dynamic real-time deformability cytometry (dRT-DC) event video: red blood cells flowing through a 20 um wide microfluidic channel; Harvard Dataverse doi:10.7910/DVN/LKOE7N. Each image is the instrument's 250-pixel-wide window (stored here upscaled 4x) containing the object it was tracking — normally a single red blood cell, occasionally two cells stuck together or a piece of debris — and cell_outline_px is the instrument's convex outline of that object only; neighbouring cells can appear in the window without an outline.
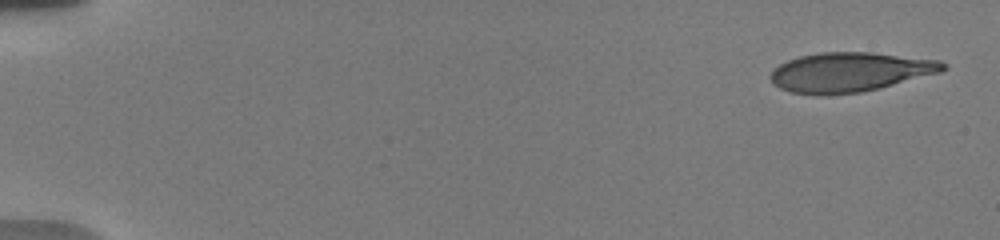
{"species": "human", "species_latin": "Homo sapiens", "temperature_condition": "warm", "stored_images_in_passage": 46, "camera_frame_rate_fps": 3000, "um_per_image_px": 0.085, "donor": {"sex": "male"}, "frame": {"image": 1, "passage_image": 1, "time_ms": 0.0, "image_size_px": [1000, 240], "cell_outline_px": [[948, 68], [940, 72], [860, 92], [828, 96], [824, 96], [792, 92], [780, 88], [768, 76], [772, 68], [788, 60], [800, 56], [820, 52], [872, 52], [940, 60], [948, 64]], "centroid_in_image_um": [72.21, 6.12], "position_along_channel_um": 12.8, "area_um2": 39.65}}
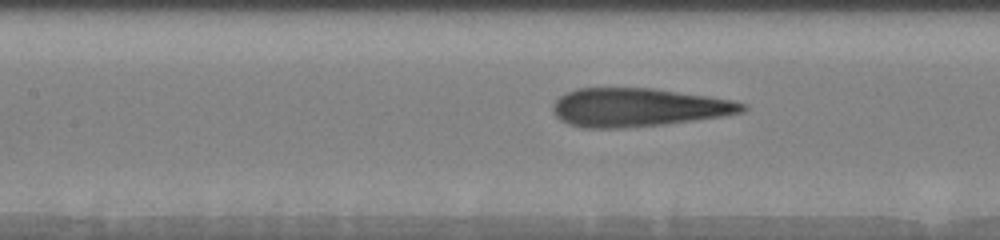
{"frame": {"image": 2, "passage_image": 18, "time_ms": 8.0, "image_size_px": [1000, 240], "cell_outline_px": [[748, 108], [744, 112], [724, 116], [664, 124], [620, 128], [584, 128], [568, 124], [560, 120], [552, 112], [552, 104], [564, 92], [576, 88], [652, 88], [708, 96], [732, 100], [748, 104]], "centroid_in_image_um": [54.23, 9.13], "position_along_channel_um": 153.2, "area_um2": 42.71}}
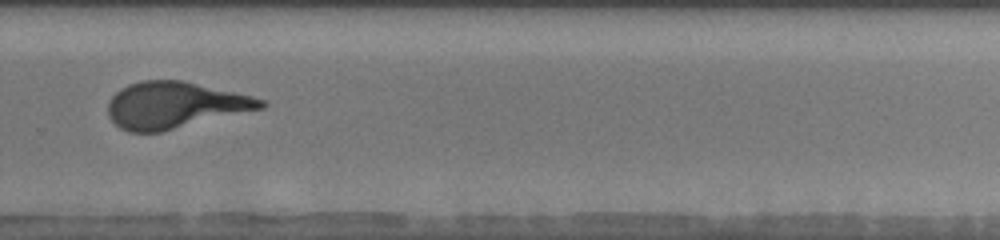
{"frame": {"image": 3, "passage_image": 31, "time_ms": 12.333, "image_size_px": [1000, 240], "cell_outline_px": [[268, 104], [264, 108], [160, 132], [128, 132], [120, 128], [108, 116], [108, 100], [120, 88], [128, 84], [140, 80], [184, 80], [252, 96], [268, 100]], "centroid_in_image_um": [14.86, 8.93], "position_along_channel_um": 314.9, "area_um2": 41.62}, "authors_computed_cell_mechanics": {"area_um2": 41.616, "velocity_mm_per_s": 3.7457, "shape_relaxation_time_tau1_ms": 4.8073, "shape_relaxation_time_tau2_ms": 0.6705, "deformation_change_tau1": 0.2654, "deformation_change_tau2": 0.1159}}